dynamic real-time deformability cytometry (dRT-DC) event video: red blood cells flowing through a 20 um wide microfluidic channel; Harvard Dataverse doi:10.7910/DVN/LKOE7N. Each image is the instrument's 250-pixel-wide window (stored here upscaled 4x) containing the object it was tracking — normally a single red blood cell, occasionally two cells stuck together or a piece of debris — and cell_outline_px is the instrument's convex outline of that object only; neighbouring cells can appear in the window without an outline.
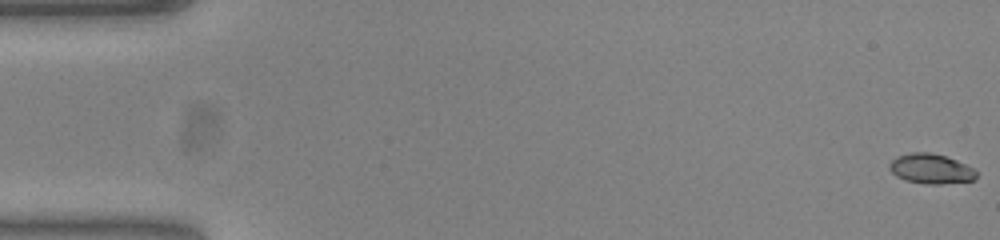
{"species": "common noctule bat (a hibernating species)", "species_latin": "Nyctalus noctula", "temperature_condition": "warm", "stored_images_in_passage": 54, "camera_frame_rate_fps": 3000, "um_per_image_px": 0.085, "animal": {"sex": "female", "body_mass_g": 23.0, "forearm_length_mm": 53.4}, "frame": {"image": 1, "passage_image": 1, "time_ms": 0.0, "image_size_px": [1000, 240], "cell_outline_px": [[976, 176], [972, 180], [940, 184], [924, 184], [904, 180], [896, 176], [888, 168], [892, 160], [900, 156], [912, 152], [928, 152], [944, 156], [956, 160], [972, 168], [976, 172]], "centroid_in_image_um": [79.09, 14.36], "position_along_channel_um": 5.9, "area_um2": 14.85}}
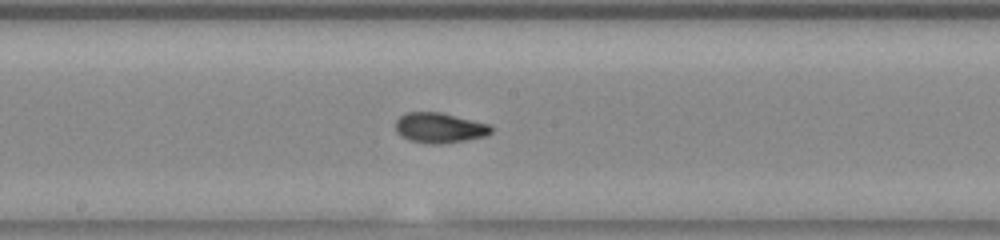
{"frame": {"image": 2, "passage_image": 29, "time_ms": 9.333, "image_size_px": [1000, 240], "cell_outline_px": [[492, 132], [488, 136], [440, 144], [428, 144], [408, 140], [400, 136], [396, 132], [396, 120], [400, 116], [408, 112], [440, 112], [488, 124], [492, 128]], "centroid_in_image_um": [37.33, 10.87], "position_along_channel_um": 210.9, "area_um2": 16.82}}
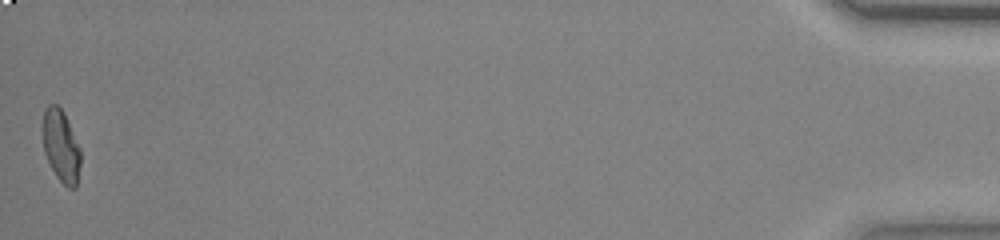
{"frame": {"image": 3, "passage_image": 54, "time_ms": 17.667, "image_size_px": [1000, 240], "cell_outline_px": [[80, 164], [76, 188], [68, 188], [56, 176], [44, 152], [44, 108], [48, 104], [56, 104], [64, 112], [80, 148]], "centroid_in_image_um": [5.2, 12.41], "position_along_channel_um": 430.0, "area_um2": 15.61}, "authors_computed_cell_mechanics": {"area_um2": 16.1551, "velocity_mm_per_s": 3.8354, "shape_relaxation_time_tau1_ms": 4.4393, "shape_relaxation_time_tau2_ms": 1.1605, "deformation_change_tau1": 0.1844, "deformation_change_tau2": 0.0391}}